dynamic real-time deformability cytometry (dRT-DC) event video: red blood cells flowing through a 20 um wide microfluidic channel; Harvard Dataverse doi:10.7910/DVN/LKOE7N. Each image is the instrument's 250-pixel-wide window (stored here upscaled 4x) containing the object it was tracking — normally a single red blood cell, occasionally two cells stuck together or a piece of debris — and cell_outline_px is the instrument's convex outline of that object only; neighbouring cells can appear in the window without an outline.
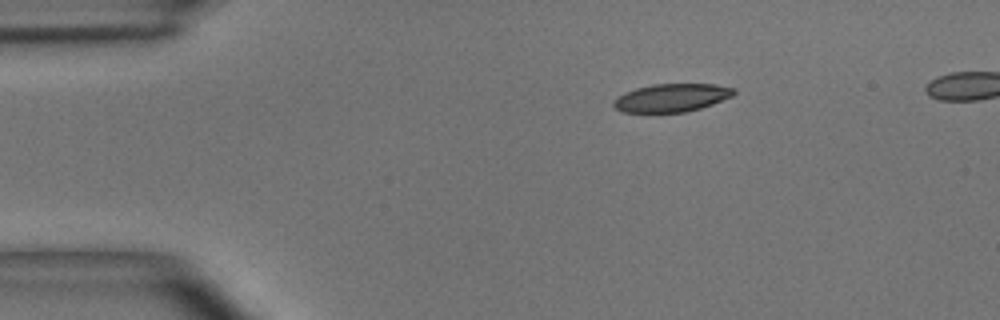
{"species": "common noctule bat (a hibernating species)", "species_latin": "Nyctalus noctula", "temperature_condition": "room temperature", "stored_images_in_passage": 4, "camera_frame_rate_fps": 3000, "um_per_image_px": 0.085, "animal": {"sex": "male", "body_mass_g": 15.6}, "frame": {"image": 1, "passage_image": 1, "time_ms": 0.0, "image_size_px": [1000, 320], "cell_outline_px": [[736, 92], [732, 96], [712, 104], [700, 108], [684, 112], [620, 112], [612, 104], [624, 92], [636, 88], [652, 84], [716, 84], [736, 88]], "centroid_in_image_um": [57.11, 8.3], "position_along_channel_um": 27.9, "area_um2": 19.59}}
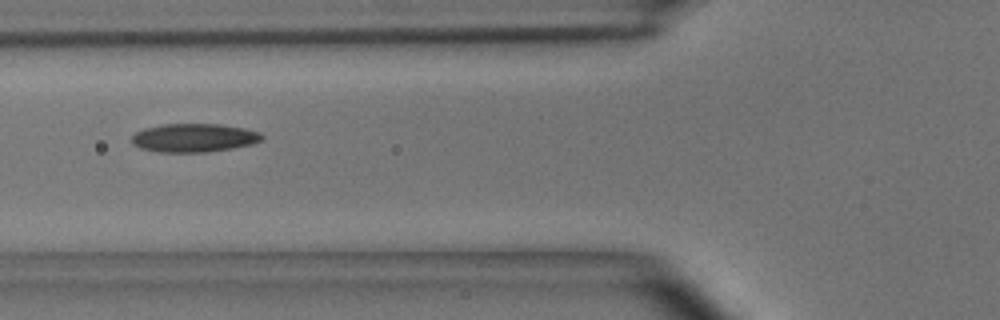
{"frame": {"image": 2, "passage_image": 4, "time_ms": 1.0, "image_size_px": [1000, 320], "cell_outline_px": [[264, 140], [252, 144], [232, 148], [208, 152], [160, 152], [140, 148], [132, 144], [132, 136], [136, 132], [144, 128], [164, 124], [220, 124], [244, 128], [260, 132], [264, 136]], "centroid_in_image_um": [16.51, 11.71], "position_along_channel_um": 109.3, "area_um2": 21.73}}